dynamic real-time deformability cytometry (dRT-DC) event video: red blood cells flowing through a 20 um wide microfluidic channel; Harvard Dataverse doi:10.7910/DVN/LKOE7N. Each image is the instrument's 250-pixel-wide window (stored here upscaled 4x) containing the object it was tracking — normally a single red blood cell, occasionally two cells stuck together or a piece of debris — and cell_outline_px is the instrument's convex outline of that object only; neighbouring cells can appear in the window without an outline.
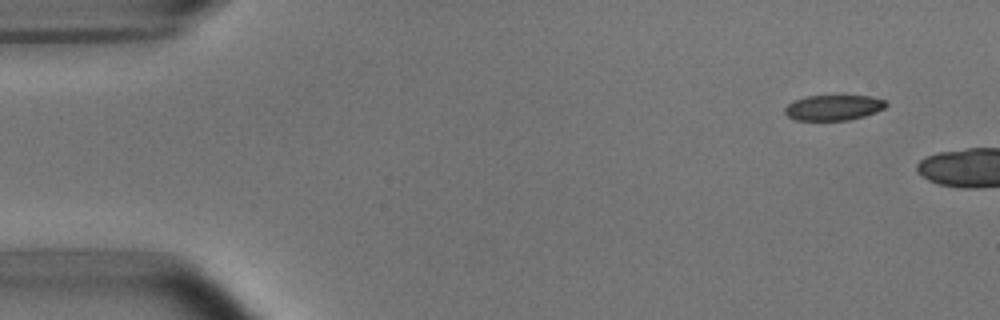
{"species": "common noctule bat (a hibernating species)", "species_latin": "Nyctalus noctula", "temperature_condition": "room temperature", "stored_images_in_passage": 3, "camera_frame_rate_fps": 3000, "um_per_image_px": 0.085, "animal": {"sex": "male", "body_mass_g": 15.6}, "frame": {"image": 1, "passage_image": 2, "time_ms": 1.0, "image_size_px": [1000, 320], "cell_outline_px": [[888, 104], [884, 108], [876, 112], [864, 116], [848, 120], [796, 120], [788, 116], [784, 112], [784, 108], [788, 104], [796, 100], [808, 96], [868, 96], [884, 100]], "centroid_in_image_um": [70.84, 9.15], "position_along_channel_um": 14.2, "area_um2": 14.8}}